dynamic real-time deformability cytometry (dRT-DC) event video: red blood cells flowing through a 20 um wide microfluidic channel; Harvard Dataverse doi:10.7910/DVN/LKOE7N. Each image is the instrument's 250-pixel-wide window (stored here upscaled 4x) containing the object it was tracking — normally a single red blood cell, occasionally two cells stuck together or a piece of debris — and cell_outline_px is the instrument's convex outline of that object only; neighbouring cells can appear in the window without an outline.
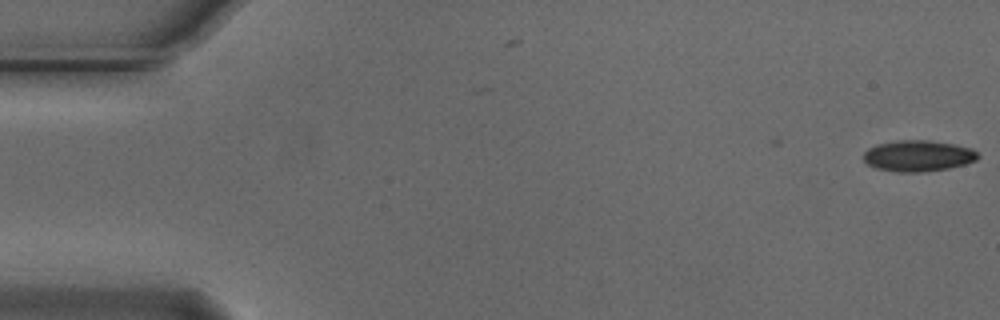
{"species": "Egyptian fruit bat (a non-hibernating species)", "species_latin": "Rousettus aegyptiacus", "temperature_condition": "cold", "stored_images_in_passage": 3, "camera_frame_rate_fps": 3000, "um_per_image_px": 0.085, "animal": {"sex": "male"}, "frame": {"image": 1, "passage_image": 3, "time_ms": 0.667, "image_size_px": [1000, 320], "cell_outline_px": [[980, 156], [976, 160], [964, 164], [948, 168], [924, 172], [896, 172], [876, 168], [868, 164], [864, 160], [864, 152], [868, 148], [876, 144], [900, 140], [928, 140], [952, 144], [972, 148]], "centroid_in_image_um": [78.02, 13.25], "position_along_channel_um": 7.0, "area_um2": 20.69}}